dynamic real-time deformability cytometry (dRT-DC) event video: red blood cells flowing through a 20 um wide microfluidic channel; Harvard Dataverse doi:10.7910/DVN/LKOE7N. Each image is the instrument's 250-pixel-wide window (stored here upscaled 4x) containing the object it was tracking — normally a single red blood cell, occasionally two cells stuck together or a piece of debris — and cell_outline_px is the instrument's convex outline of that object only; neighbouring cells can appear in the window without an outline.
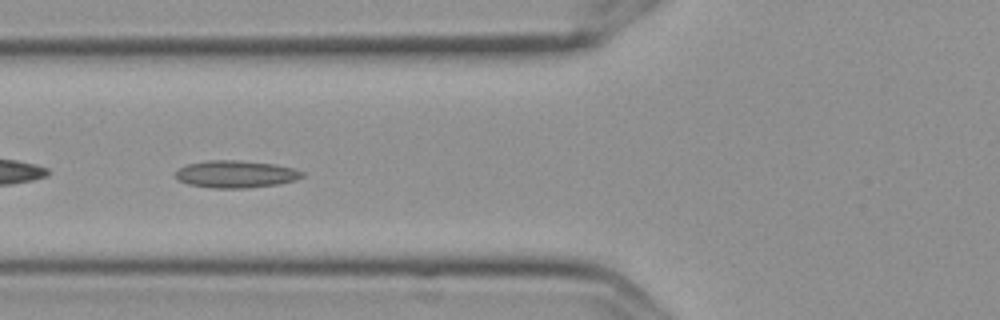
{"species": "Egyptian fruit bat (a non-hibernating species)", "species_latin": "Rousettus aegyptiacus", "temperature_condition": "cold", "stored_images_in_passage": 6, "camera_frame_rate_fps": 3000, "um_per_image_px": 0.085, "frame": {"image": 1, "passage_image": 6, "time_ms": 1.667, "image_size_px": [1000, 320], "cell_outline_px": [[304, 176], [296, 180], [280, 184], [248, 188], [212, 188], [188, 184], [176, 180], [172, 176], [180, 168], [188, 164], [208, 160], [240, 160], [276, 164], [292, 168], [304, 172]], "centroid_in_image_um": [20.03, 14.8], "position_along_channel_um": 105.8, "area_um2": 20.4}}